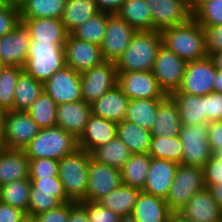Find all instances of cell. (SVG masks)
<instances>
[{"mask_svg":"<svg viewBox=\"0 0 222 222\" xmlns=\"http://www.w3.org/2000/svg\"><path fill=\"white\" fill-rule=\"evenodd\" d=\"M162 45L160 31H136L126 50L115 62L117 72L152 71Z\"/></svg>","mask_w":222,"mask_h":222,"instance_id":"obj_1","label":"cell"},{"mask_svg":"<svg viewBox=\"0 0 222 222\" xmlns=\"http://www.w3.org/2000/svg\"><path fill=\"white\" fill-rule=\"evenodd\" d=\"M163 46L191 62L208 57L202 26L192 17L188 22L161 31Z\"/></svg>","mask_w":222,"mask_h":222,"instance_id":"obj_2","label":"cell"},{"mask_svg":"<svg viewBox=\"0 0 222 222\" xmlns=\"http://www.w3.org/2000/svg\"><path fill=\"white\" fill-rule=\"evenodd\" d=\"M78 148V139L58 126L41 128L23 149L29 159L60 160Z\"/></svg>","mask_w":222,"mask_h":222,"instance_id":"obj_3","label":"cell"},{"mask_svg":"<svg viewBox=\"0 0 222 222\" xmlns=\"http://www.w3.org/2000/svg\"><path fill=\"white\" fill-rule=\"evenodd\" d=\"M91 153L77 148L58 161V177L67 196L75 202L86 201Z\"/></svg>","mask_w":222,"mask_h":222,"instance_id":"obj_4","label":"cell"},{"mask_svg":"<svg viewBox=\"0 0 222 222\" xmlns=\"http://www.w3.org/2000/svg\"><path fill=\"white\" fill-rule=\"evenodd\" d=\"M205 187L203 168L178 164L173 184L165 199L170 211L173 214L179 213L190 199Z\"/></svg>","mask_w":222,"mask_h":222,"instance_id":"obj_5","label":"cell"},{"mask_svg":"<svg viewBox=\"0 0 222 222\" xmlns=\"http://www.w3.org/2000/svg\"><path fill=\"white\" fill-rule=\"evenodd\" d=\"M65 66L64 45L31 42L24 71L44 83Z\"/></svg>","mask_w":222,"mask_h":222,"instance_id":"obj_6","label":"cell"},{"mask_svg":"<svg viewBox=\"0 0 222 222\" xmlns=\"http://www.w3.org/2000/svg\"><path fill=\"white\" fill-rule=\"evenodd\" d=\"M178 137L182 142V164L203 168L214 155L208 141V123L182 125Z\"/></svg>","mask_w":222,"mask_h":222,"instance_id":"obj_7","label":"cell"},{"mask_svg":"<svg viewBox=\"0 0 222 222\" xmlns=\"http://www.w3.org/2000/svg\"><path fill=\"white\" fill-rule=\"evenodd\" d=\"M40 129L26 111L8 110L4 116L1 145L7 149L23 150Z\"/></svg>","mask_w":222,"mask_h":222,"instance_id":"obj_8","label":"cell"},{"mask_svg":"<svg viewBox=\"0 0 222 222\" xmlns=\"http://www.w3.org/2000/svg\"><path fill=\"white\" fill-rule=\"evenodd\" d=\"M83 101L91 104L117 85L118 72L113 61H104L98 66L80 73Z\"/></svg>","mask_w":222,"mask_h":222,"instance_id":"obj_9","label":"cell"},{"mask_svg":"<svg viewBox=\"0 0 222 222\" xmlns=\"http://www.w3.org/2000/svg\"><path fill=\"white\" fill-rule=\"evenodd\" d=\"M187 62L168 50L165 46L159 49L154 62L152 73L156 77L160 88L166 95H170L181 87Z\"/></svg>","mask_w":222,"mask_h":222,"instance_id":"obj_10","label":"cell"},{"mask_svg":"<svg viewBox=\"0 0 222 222\" xmlns=\"http://www.w3.org/2000/svg\"><path fill=\"white\" fill-rule=\"evenodd\" d=\"M216 68L208 56L204 59L187 62L179 92L194 96H204L213 92Z\"/></svg>","mask_w":222,"mask_h":222,"instance_id":"obj_11","label":"cell"},{"mask_svg":"<svg viewBox=\"0 0 222 222\" xmlns=\"http://www.w3.org/2000/svg\"><path fill=\"white\" fill-rule=\"evenodd\" d=\"M117 85L129 99H165L152 71L118 72Z\"/></svg>","mask_w":222,"mask_h":222,"instance_id":"obj_12","label":"cell"},{"mask_svg":"<svg viewBox=\"0 0 222 222\" xmlns=\"http://www.w3.org/2000/svg\"><path fill=\"white\" fill-rule=\"evenodd\" d=\"M43 90L57 105L83 100L80 73L65 65L43 83Z\"/></svg>","mask_w":222,"mask_h":222,"instance_id":"obj_13","label":"cell"},{"mask_svg":"<svg viewBox=\"0 0 222 222\" xmlns=\"http://www.w3.org/2000/svg\"><path fill=\"white\" fill-rule=\"evenodd\" d=\"M152 13L153 30L179 26L192 18L187 0H145Z\"/></svg>","mask_w":222,"mask_h":222,"instance_id":"obj_14","label":"cell"},{"mask_svg":"<svg viewBox=\"0 0 222 222\" xmlns=\"http://www.w3.org/2000/svg\"><path fill=\"white\" fill-rule=\"evenodd\" d=\"M65 65L78 73H82L105 60L100 46L79 40L68 34L64 44Z\"/></svg>","mask_w":222,"mask_h":222,"instance_id":"obj_15","label":"cell"},{"mask_svg":"<svg viewBox=\"0 0 222 222\" xmlns=\"http://www.w3.org/2000/svg\"><path fill=\"white\" fill-rule=\"evenodd\" d=\"M122 184L120 170L90 159L86 201L98 202Z\"/></svg>","mask_w":222,"mask_h":222,"instance_id":"obj_16","label":"cell"},{"mask_svg":"<svg viewBox=\"0 0 222 222\" xmlns=\"http://www.w3.org/2000/svg\"><path fill=\"white\" fill-rule=\"evenodd\" d=\"M136 30L116 14L108 17L104 40L100 46L105 61L116 60L128 47Z\"/></svg>","mask_w":222,"mask_h":222,"instance_id":"obj_17","label":"cell"},{"mask_svg":"<svg viewBox=\"0 0 222 222\" xmlns=\"http://www.w3.org/2000/svg\"><path fill=\"white\" fill-rule=\"evenodd\" d=\"M30 45V32L20 22L8 34L0 37V58L8 66L24 68Z\"/></svg>","mask_w":222,"mask_h":222,"instance_id":"obj_18","label":"cell"},{"mask_svg":"<svg viewBox=\"0 0 222 222\" xmlns=\"http://www.w3.org/2000/svg\"><path fill=\"white\" fill-rule=\"evenodd\" d=\"M178 163L151 158L143 192L166 199L173 184Z\"/></svg>","mask_w":222,"mask_h":222,"instance_id":"obj_19","label":"cell"},{"mask_svg":"<svg viewBox=\"0 0 222 222\" xmlns=\"http://www.w3.org/2000/svg\"><path fill=\"white\" fill-rule=\"evenodd\" d=\"M179 214L196 222H222V208L207 187L198 191Z\"/></svg>","mask_w":222,"mask_h":222,"instance_id":"obj_20","label":"cell"},{"mask_svg":"<svg viewBox=\"0 0 222 222\" xmlns=\"http://www.w3.org/2000/svg\"><path fill=\"white\" fill-rule=\"evenodd\" d=\"M91 115V104L83 100L62 103L57 106L56 126L79 139Z\"/></svg>","mask_w":222,"mask_h":222,"instance_id":"obj_21","label":"cell"},{"mask_svg":"<svg viewBox=\"0 0 222 222\" xmlns=\"http://www.w3.org/2000/svg\"><path fill=\"white\" fill-rule=\"evenodd\" d=\"M30 32L31 42L64 45L68 32L61 19L56 18H20Z\"/></svg>","mask_w":222,"mask_h":222,"instance_id":"obj_22","label":"cell"},{"mask_svg":"<svg viewBox=\"0 0 222 222\" xmlns=\"http://www.w3.org/2000/svg\"><path fill=\"white\" fill-rule=\"evenodd\" d=\"M117 136V123L91 115L83 134L78 139V148L91 153Z\"/></svg>","mask_w":222,"mask_h":222,"instance_id":"obj_23","label":"cell"},{"mask_svg":"<svg viewBox=\"0 0 222 222\" xmlns=\"http://www.w3.org/2000/svg\"><path fill=\"white\" fill-rule=\"evenodd\" d=\"M129 98L116 85L91 103L92 114L115 123L125 120Z\"/></svg>","mask_w":222,"mask_h":222,"instance_id":"obj_24","label":"cell"},{"mask_svg":"<svg viewBox=\"0 0 222 222\" xmlns=\"http://www.w3.org/2000/svg\"><path fill=\"white\" fill-rule=\"evenodd\" d=\"M137 222H168L173 213L165 199L139 192L132 213Z\"/></svg>","mask_w":222,"mask_h":222,"instance_id":"obj_25","label":"cell"},{"mask_svg":"<svg viewBox=\"0 0 222 222\" xmlns=\"http://www.w3.org/2000/svg\"><path fill=\"white\" fill-rule=\"evenodd\" d=\"M29 178V158L24 150L0 149V186Z\"/></svg>","mask_w":222,"mask_h":222,"instance_id":"obj_26","label":"cell"},{"mask_svg":"<svg viewBox=\"0 0 222 222\" xmlns=\"http://www.w3.org/2000/svg\"><path fill=\"white\" fill-rule=\"evenodd\" d=\"M181 127L177 105L170 96H167L159 105L151 133L156 136L175 137L179 134Z\"/></svg>","mask_w":222,"mask_h":222,"instance_id":"obj_27","label":"cell"},{"mask_svg":"<svg viewBox=\"0 0 222 222\" xmlns=\"http://www.w3.org/2000/svg\"><path fill=\"white\" fill-rule=\"evenodd\" d=\"M169 96L177 105L182 125L205 123V95H188L176 90Z\"/></svg>","mask_w":222,"mask_h":222,"instance_id":"obj_28","label":"cell"},{"mask_svg":"<svg viewBox=\"0 0 222 222\" xmlns=\"http://www.w3.org/2000/svg\"><path fill=\"white\" fill-rule=\"evenodd\" d=\"M116 15L136 31L153 30L152 13L145 0H125Z\"/></svg>","mask_w":222,"mask_h":222,"instance_id":"obj_29","label":"cell"},{"mask_svg":"<svg viewBox=\"0 0 222 222\" xmlns=\"http://www.w3.org/2000/svg\"><path fill=\"white\" fill-rule=\"evenodd\" d=\"M164 99H130L125 120L151 131L160 103Z\"/></svg>","mask_w":222,"mask_h":222,"instance_id":"obj_30","label":"cell"},{"mask_svg":"<svg viewBox=\"0 0 222 222\" xmlns=\"http://www.w3.org/2000/svg\"><path fill=\"white\" fill-rule=\"evenodd\" d=\"M117 136L126 144L132 154H148L152 133L138 125L123 120L117 123Z\"/></svg>","mask_w":222,"mask_h":222,"instance_id":"obj_31","label":"cell"},{"mask_svg":"<svg viewBox=\"0 0 222 222\" xmlns=\"http://www.w3.org/2000/svg\"><path fill=\"white\" fill-rule=\"evenodd\" d=\"M131 155L129 148L118 136L91 152L93 160L119 170L130 159Z\"/></svg>","mask_w":222,"mask_h":222,"instance_id":"obj_32","label":"cell"},{"mask_svg":"<svg viewBox=\"0 0 222 222\" xmlns=\"http://www.w3.org/2000/svg\"><path fill=\"white\" fill-rule=\"evenodd\" d=\"M141 190L121 184L109 194L102 197L98 203L114 211L120 217L132 213L133 207Z\"/></svg>","mask_w":222,"mask_h":222,"instance_id":"obj_33","label":"cell"},{"mask_svg":"<svg viewBox=\"0 0 222 222\" xmlns=\"http://www.w3.org/2000/svg\"><path fill=\"white\" fill-rule=\"evenodd\" d=\"M67 0H23L19 5L20 18L61 19Z\"/></svg>","mask_w":222,"mask_h":222,"instance_id":"obj_34","label":"cell"},{"mask_svg":"<svg viewBox=\"0 0 222 222\" xmlns=\"http://www.w3.org/2000/svg\"><path fill=\"white\" fill-rule=\"evenodd\" d=\"M43 91V83L23 71L15 86L12 110L27 111Z\"/></svg>","mask_w":222,"mask_h":222,"instance_id":"obj_35","label":"cell"},{"mask_svg":"<svg viewBox=\"0 0 222 222\" xmlns=\"http://www.w3.org/2000/svg\"><path fill=\"white\" fill-rule=\"evenodd\" d=\"M149 154H132L120 169L122 184L143 190L151 162Z\"/></svg>","mask_w":222,"mask_h":222,"instance_id":"obj_36","label":"cell"},{"mask_svg":"<svg viewBox=\"0 0 222 222\" xmlns=\"http://www.w3.org/2000/svg\"><path fill=\"white\" fill-rule=\"evenodd\" d=\"M99 12L94 0H67L61 20L70 34L75 28Z\"/></svg>","mask_w":222,"mask_h":222,"instance_id":"obj_37","label":"cell"},{"mask_svg":"<svg viewBox=\"0 0 222 222\" xmlns=\"http://www.w3.org/2000/svg\"><path fill=\"white\" fill-rule=\"evenodd\" d=\"M111 14L99 12L75 28L70 34L82 41L101 46Z\"/></svg>","mask_w":222,"mask_h":222,"instance_id":"obj_38","label":"cell"},{"mask_svg":"<svg viewBox=\"0 0 222 222\" xmlns=\"http://www.w3.org/2000/svg\"><path fill=\"white\" fill-rule=\"evenodd\" d=\"M57 106L50 95L43 91L26 112L40 128H49L56 126Z\"/></svg>","mask_w":222,"mask_h":222,"instance_id":"obj_39","label":"cell"},{"mask_svg":"<svg viewBox=\"0 0 222 222\" xmlns=\"http://www.w3.org/2000/svg\"><path fill=\"white\" fill-rule=\"evenodd\" d=\"M29 178L16 180L1 186V202L25 211L28 215L31 189Z\"/></svg>","mask_w":222,"mask_h":222,"instance_id":"obj_40","label":"cell"},{"mask_svg":"<svg viewBox=\"0 0 222 222\" xmlns=\"http://www.w3.org/2000/svg\"><path fill=\"white\" fill-rule=\"evenodd\" d=\"M182 153V142L178 135L175 137L152 135L148 153L152 158L166 159L180 164Z\"/></svg>","mask_w":222,"mask_h":222,"instance_id":"obj_41","label":"cell"},{"mask_svg":"<svg viewBox=\"0 0 222 222\" xmlns=\"http://www.w3.org/2000/svg\"><path fill=\"white\" fill-rule=\"evenodd\" d=\"M24 68L8 66L0 73V107L5 111L13 109L15 86Z\"/></svg>","mask_w":222,"mask_h":222,"instance_id":"obj_42","label":"cell"},{"mask_svg":"<svg viewBox=\"0 0 222 222\" xmlns=\"http://www.w3.org/2000/svg\"><path fill=\"white\" fill-rule=\"evenodd\" d=\"M61 204L62 202L54 197V193L37 192V188L32 185L29 196L28 218H34L36 215Z\"/></svg>","mask_w":222,"mask_h":222,"instance_id":"obj_43","label":"cell"},{"mask_svg":"<svg viewBox=\"0 0 222 222\" xmlns=\"http://www.w3.org/2000/svg\"><path fill=\"white\" fill-rule=\"evenodd\" d=\"M192 17L201 26H217L222 24V0H208L202 4Z\"/></svg>","mask_w":222,"mask_h":222,"instance_id":"obj_44","label":"cell"},{"mask_svg":"<svg viewBox=\"0 0 222 222\" xmlns=\"http://www.w3.org/2000/svg\"><path fill=\"white\" fill-rule=\"evenodd\" d=\"M31 184L37 188V192L54 193L62 203L72 201L64 189L59 177L29 178Z\"/></svg>","mask_w":222,"mask_h":222,"instance_id":"obj_45","label":"cell"},{"mask_svg":"<svg viewBox=\"0 0 222 222\" xmlns=\"http://www.w3.org/2000/svg\"><path fill=\"white\" fill-rule=\"evenodd\" d=\"M58 177V160L29 159V178Z\"/></svg>","mask_w":222,"mask_h":222,"instance_id":"obj_46","label":"cell"},{"mask_svg":"<svg viewBox=\"0 0 222 222\" xmlns=\"http://www.w3.org/2000/svg\"><path fill=\"white\" fill-rule=\"evenodd\" d=\"M20 22L19 7L13 1L0 7V37L8 34Z\"/></svg>","mask_w":222,"mask_h":222,"instance_id":"obj_47","label":"cell"},{"mask_svg":"<svg viewBox=\"0 0 222 222\" xmlns=\"http://www.w3.org/2000/svg\"><path fill=\"white\" fill-rule=\"evenodd\" d=\"M86 208L89 222H119L120 216L98 202L80 201Z\"/></svg>","mask_w":222,"mask_h":222,"instance_id":"obj_48","label":"cell"},{"mask_svg":"<svg viewBox=\"0 0 222 222\" xmlns=\"http://www.w3.org/2000/svg\"><path fill=\"white\" fill-rule=\"evenodd\" d=\"M204 182L207 188L222 182V158L213 155L203 167Z\"/></svg>","mask_w":222,"mask_h":222,"instance_id":"obj_49","label":"cell"},{"mask_svg":"<svg viewBox=\"0 0 222 222\" xmlns=\"http://www.w3.org/2000/svg\"><path fill=\"white\" fill-rule=\"evenodd\" d=\"M205 123L222 120V93L205 95Z\"/></svg>","mask_w":222,"mask_h":222,"instance_id":"obj_50","label":"cell"},{"mask_svg":"<svg viewBox=\"0 0 222 222\" xmlns=\"http://www.w3.org/2000/svg\"><path fill=\"white\" fill-rule=\"evenodd\" d=\"M206 40L208 56L222 51V24L217 26H202Z\"/></svg>","mask_w":222,"mask_h":222,"instance_id":"obj_51","label":"cell"},{"mask_svg":"<svg viewBox=\"0 0 222 222\" xmlns=\"http://www.w3.org/2000/svg\"><path fill=\"white\" fill-rule=\"evenodd\" d=\"M70 215V202L36 215L33 219L36 222H68Z\"/></svg>","mask_w":222,"mask_h":222,"instance_id":"obj_52","label":"cell"},{"mask_svg":"<svg viewBox=\"0 0 222 222\" xmlns=\"http://www.w3.org/2000/svg\"><path fill=\"white\" fill-rule=\"evenodd\" d=\"M208 141L212 153L218 155L222 151V120L208 123Z\"/></svg>","mask_w":222,"mask_h":222,"instance_id":"obj_53","label":"cell"},{"mask_svg":"<svg viewBox=\"0 0 222 222\" xmlns=\"http://www.w3.org/2000/svg\"><path fill=\"white\" fill-rule=\"evenodd\" d=\"M27 218L25 211L0 202V222H24Z\"/></svg>","mask_w":222,"mask_h":222,"instance_id":"obj_54","label":"cell"},{"mask_svg":"<svg viewBox=\"0 0 222 222\" xmlns=\"http://www.w3.org/2000/svg\"><path fill=\"white\" fill-rule=\"evenodd\" d=\"M68 222H89L86 208L80 202L70 201Z\"/></svg>","mask_w":222,"mask_h":222,"instance_id":"obj_55","label":"cell"},{"mask_svg":"<svg viewBox=\"0 0 222 222\" xmlns=\"http://www.w3.org/2000/svg\"><path fill=\"white\" fill-rule=\"evenodd\" d=\"M100 12L116 14L125 0H94Z\"/></svg>","mask_w":222,"mask_h":222,"instance_id":"obj_56","label":"cell"},{"mask_svg":"<svg viewBox=\"0 0 222 222\" xmlns=\"http://www.w3.org/2000/svg\"><path fill=\"white\" fill-rule=\"evenodd\" d=\"M217 204L222 208V182L209 188Z\"/></svg>","mask_w":222,"mask_h":222,"instance_id":"obj_57","label":"cell"},{"mask_svg":"<svg viewBox=\"0 0 222 222\" xmlns=\"http://www.w3.org/2000/svg\"><path fill=\"white\" fill-rule=\"evenodd\" d=\"M209 57L212 59L216 70L222 71V51L211 54Z\"/></svg>","mask_w":222,"mask_h":222,"instance_id":"obj_58","label":"cell"},{"mask_svg":"<svg viewBox=\"0 0 222 222\" xmlns=\"http://www.w3.org/2000/svg\"><path fill=\"white\" fill-rule=\"evenodd\" d=\"M213 91L217 93H222V71L216 72V77L214 79Z\"/></svg>","mask_w":222,"mask_h":222,"instance_id":"obj_59","label":"cell"},{"mask_svg":"<svg viewBox=\"0 0 222 222\" xmlns=\"http://www.w3.org/2000/svg\"><path fill=\"white\" fill-rule=\"evenodd\" d=\"M208 0H187V5L190 12L193 14L202 4Z\"/></svg>","mask_w":222,"mask_h":222,"instance_id":"obj_60","label":"cell"},{"mask_svg":"<svg viewBox=\"0 0 222 222\" xmlns=\"http://www.w3.org/2000/svg\"><path fill=\"white\" fill-rule=\"evenodd\" d=\"M6 111L0 107V138L3 134L4 131V116H5Z\"/></svg>","mask_w":222,"mask_h":222,"instance_id":"obj_61","label":"cell"},{"mask_svg":"<svg viewBox=\"0 0 222 222\" xmlns=\"http://www.w3.org/2000/svg\"><path fill=\"white\" fill-rule=\"evenodd\" d=\"M119 222H137L132 214L121 216Z\"/></svg>","mask_w":222,"mask_h":222,"instance_id":"obj_62","label":"cell"},{"mask_svg":"<svg viewBox=\"0 0 222 222\" xmlns=\"http://www.w3.org/2000/svg\"><path fill=\"white\" fill-rule=\"evenodd\" d=\"M172 217L174 218V222H196V221L187 220L183 218L179 213L173 214Z\"/></svg>","mask_w":222,"mask_h":222,"instance_id":"obj_63","label":"cell"},{"mask_svg":"<svg viewBox=\"0 0 222 222\" xmlns=\"http://www.w3.org/2000/svg\"><path fill=\"white\" fill-rule=\"evenodd\" d=\"M10 2H12V0H0V7Z\"/></svg>","mask_w":222,"mask_h":222,"instance_id":"obj_64","label":"cell"},{"mask_svg":"<svg viewBox=\"0 0 222 222\" xmlns=\"http://www.w3.org/2000/svg\"><path fill=\"white\" fill-rule=\"evenodd\" d=\"M6 67V64L0 58V73Z\"/></svg>","mask_w":222,"mask_h":222,"instance_id":"obj_65","label":"cell"},{"mask_svg":"<svg viewBox=\"0 0 222 222\" xmlns=\"http://www.w3.org/2000/svg\"><path fill=\"white\" fill-rule=\"evenodd\" d=\"M17 6L23 1V0H12Z\"/></svg>","mask_w":222,"mask_h":222,"instance_id":"obj_66","label":"cell"},{"mask_svg":"<svg viewBox=\"0 0 222 222\" xmlns=\"http://www.w3.org/2000/svg\"><path fill=\"white\" fill-rule=\"evenodd\" d=\"M24 222H36L33 218H27Z\"/></svg>","mask_w":222,"mask_h":222,"instance_id":"obj_67","label":"cell"},{"mask_svg":"<svg viewBox=\"0 0 222 222\" xmlns=\"http://www.w3.org/2000/svg\"><path fill=\"white\" fill-rule=\"evenodd\" d=\"M168 222H174V218L172 217Z\"/></svg>","mask_w":222,"mask_h":222,"instance_id":"obj_68","label":"cell"},{"mask_svg":"<svg viewBox=\"0 0 222 222\" xmlns=\"http://www.w3.org/2000/svg\"><path fill=\"white\" fill-rule=\"evenodd\" d=\"M218 155L222 158V151Z\"/></svg>","mask_w":222,"mask_h":222,"instance_id":"obj_69","label":"cell"}]
</instances>
